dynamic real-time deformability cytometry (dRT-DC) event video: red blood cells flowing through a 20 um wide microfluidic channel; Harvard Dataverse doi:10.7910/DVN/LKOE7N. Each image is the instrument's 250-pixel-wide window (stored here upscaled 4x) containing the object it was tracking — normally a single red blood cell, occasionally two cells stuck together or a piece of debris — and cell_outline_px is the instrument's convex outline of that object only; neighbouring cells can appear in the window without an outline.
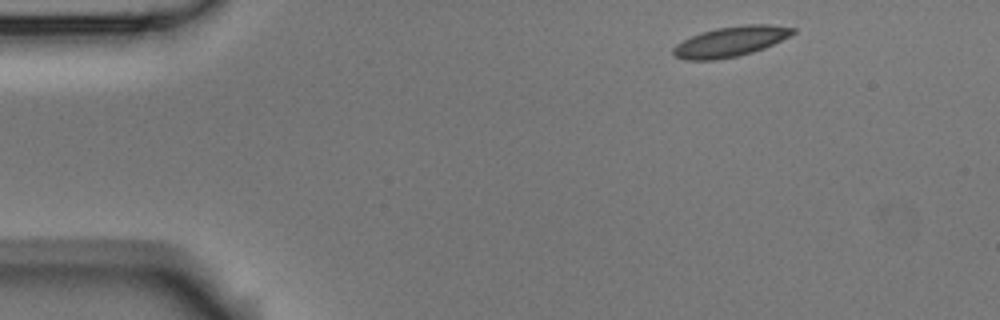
{"species": "Egyptian fruit bat (a non-hibernating species)", "species_latin": "Rousettus aegyptiacus", "temperature_condition": "room temperature", "stored_images_in_passage": 4, "camera_frame_rate_fps": 3000, "um_per_image_px": 0.085, "animal": {"sex": "male"}, "frame": {"image": 1, "passage_image": 1, "time_ms": 0.0, "image_size_px": [1000, 320], "cell_outline_px": [[796, 32], [764, 48], [752, 52], [736, 56], [716, 60], [684, 60], [676, 56], [672, 52], [672, 48], [676, 44], [700, 32], [716, 28], [744, 24], [768, 24], [796, 28]], "centroid_in_image_um": [62.07, 3.52], "position_along_channel_um": 22.9, "area_um2": 20.92}}
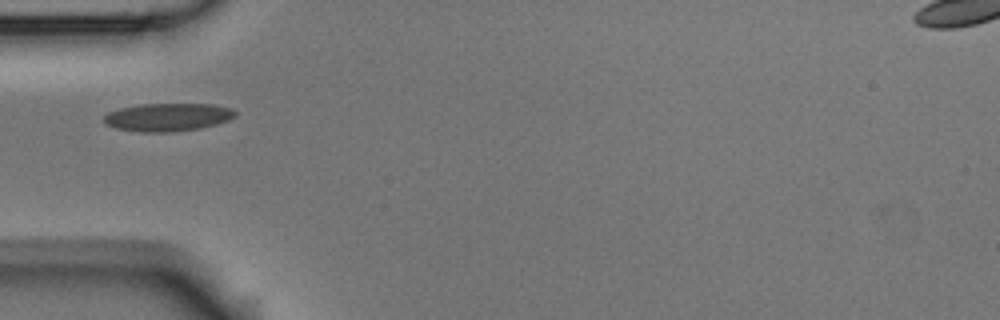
{"frame": {"image": 2, "passage_image": 3, "time_ms": 0.667, "image_size_px": [1000, 320], "cell_outline_px": [[236, 116], [228, 120], [216, 124], [200, 128], [172, 132], [140, 132], [116, 128], [104, 124], [104, 116], [108, 112], [120, 108], [140, 104], [212, 104], [232, 108], [236, 112]], "centroid_in_image_um": [14.25, 9.96], "position_along_channel_um": 70.7, "area_um2": 21.5}}